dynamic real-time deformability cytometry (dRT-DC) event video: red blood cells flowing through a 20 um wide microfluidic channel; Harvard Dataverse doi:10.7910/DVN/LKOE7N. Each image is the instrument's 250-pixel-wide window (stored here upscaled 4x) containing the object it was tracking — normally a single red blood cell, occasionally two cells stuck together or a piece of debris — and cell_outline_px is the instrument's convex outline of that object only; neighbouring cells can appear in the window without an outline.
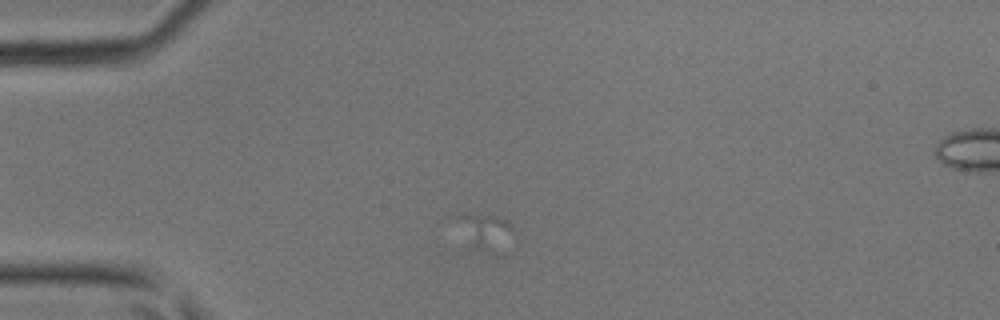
{"species": "common noctule bat (a hibernating species)", "species_latin": "Nyctalus noctula", "temperature_condition": "room temperature", "stored_images_in_passage": 2, "camera_frame_rate_fps": 3000, "um_per_image_px": 0.085, "animal": {"sex": "male", "body_mass_g": 17.9, "forearm_length_mm": 54.2}, "frame": {"image": 1, "passage_image": 1, "time_ms": 0.0, "image_size_px": [1000, 320], "cell_outline_px": [[516, 236], [488, 252], [476, 248], [472, 244], [452, 216], [464, 212], [500, 216], [508, 220], [512, 224], [516, 232]], "centroid_in_image_um": [41.26, 19.53], "position_along_channel_um": 43.7, "area_um2": 11.56}}